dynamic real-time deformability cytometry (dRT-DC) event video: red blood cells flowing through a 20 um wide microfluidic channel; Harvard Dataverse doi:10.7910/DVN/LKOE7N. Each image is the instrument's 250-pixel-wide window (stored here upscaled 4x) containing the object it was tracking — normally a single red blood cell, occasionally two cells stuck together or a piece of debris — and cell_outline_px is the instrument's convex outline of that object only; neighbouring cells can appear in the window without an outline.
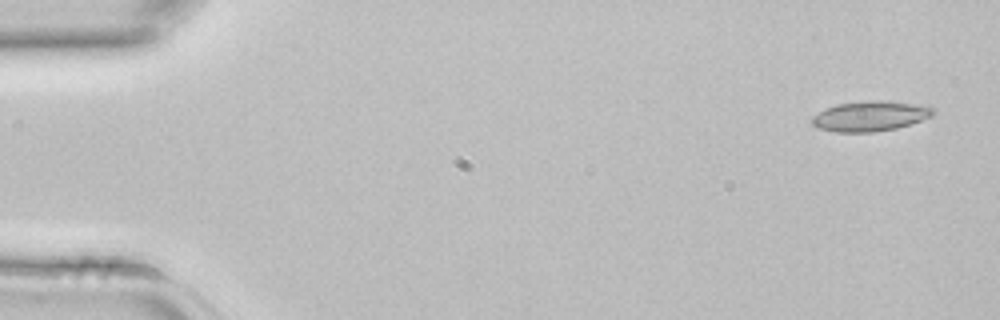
{"species": "common noctule bat (a hibernating species)", "species_latin": "Nyctalus noctula", "temperature_condition": "room temperature", "stored_images_in_passage": 3, "camera_frame_rate_fps": 3000, "um_per_image_px": 0.085, "animal": {"sex": "female", "body_mass_g": 22.7, "forearm_length_mm": 54.2}, "frame": {"image": 1, "passage_image": 1, "time_ms": 0.0, "image_size_px": [1000, 320], "cell_outline_px": [[936, 112], [932, 116], [896, 128], [872, 132], [836, 132], [816, 128], [812, 124], [812, 116], [824, 108], [836, 104], [868, 100], [884, 100], [924, 104], [936, 108]], "centroid_in_image_um": [73.98, 9.85], "position_along_channel_um": 11.0, "area_um2": 21.62}}